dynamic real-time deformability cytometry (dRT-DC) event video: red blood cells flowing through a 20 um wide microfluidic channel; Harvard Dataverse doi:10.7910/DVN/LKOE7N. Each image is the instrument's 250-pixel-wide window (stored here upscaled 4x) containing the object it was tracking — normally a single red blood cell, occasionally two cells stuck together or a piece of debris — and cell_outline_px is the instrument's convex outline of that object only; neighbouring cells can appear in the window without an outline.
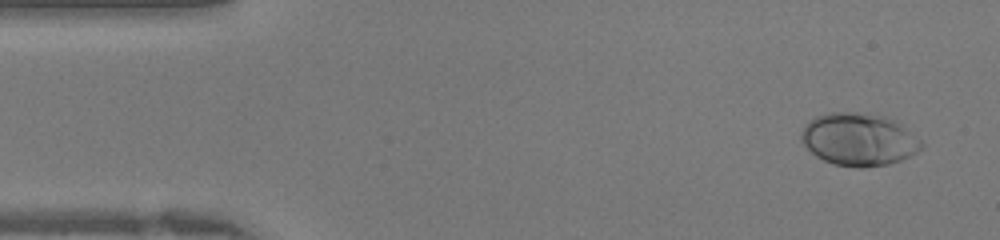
{"species": "human", "species_latin": "Homo sapiens", "temperature_condition": "warm", "stored_images_in_passage": 41, "camera_frame_rate_fps": 3000, "um_per_image_px": 0.085, "donor": {"sex": "female"}, "frame": {"image": 1, "passage_image": 2, "time_ms": 0.333, "image_size_px": [1000, 240], "cell_outline_px": [[924, 148], [900, 160], [888, 164], [864, 168], [856, 168], [836, 164], [824, 160], [816, 156], [800, 140], [800, 136], [808, 120], [816, 116], [828, 112], [856, 112], [884, 116], [892, 120], [920, 140], [924, 144]], "centroid_in_image_um": [72.96, 11.86], "position_along_channel_um": 12.0, "area_um2": 36.47}}
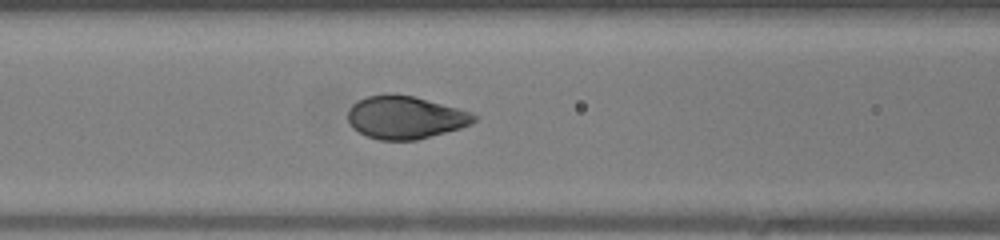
{"frame": {"image": 2, "passage_image": 16, "time_ms": 5.0, "image_size_px": [1000, 240], "cell_outline_px": [[476, 120], [472, 124], [460, 128], [416, 140], [380, 140], [368, 136], [352, 128], [348, 120], [348, 108], [352, 104], [368, 96], [412, 96], [472, 112], [476, 116]], "centroid_in_image_um": [34.45, 10.01], "position_along_channel_um": 132.1, "area_um2": 30.75}}
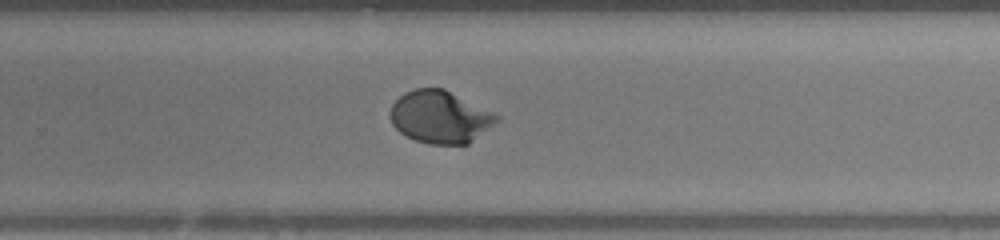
{"frame": {"image": 3, "passage_image": 26, "time_ms": 8.333, "image_size_px": [1000, 240], "cell_outline_px": [[500, 120], [468, 144], [428, 144], [416, 140], [400, 132], [392, 124], [392, 104], [404, 92], [416, 88], [444, 88], [500, 116]], "centroid_in_image_um": [37.43, 9.94], "position_along_channel_um": 292.4, "area_um2": 32.19}}